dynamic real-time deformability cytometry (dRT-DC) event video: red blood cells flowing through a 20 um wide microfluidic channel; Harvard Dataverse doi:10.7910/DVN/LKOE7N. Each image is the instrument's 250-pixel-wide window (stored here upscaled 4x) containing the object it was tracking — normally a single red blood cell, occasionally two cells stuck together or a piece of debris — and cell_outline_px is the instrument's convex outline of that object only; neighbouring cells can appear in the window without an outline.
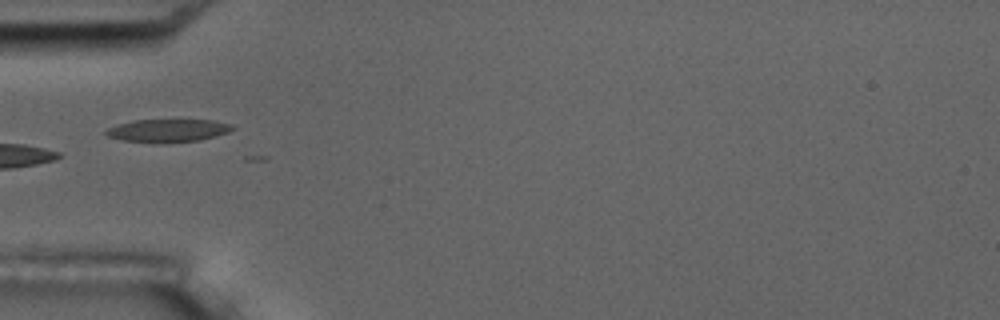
{"species": "common noctule bat (a hibernating species)", "species_latin": "Nyctalus noctula", "temperature_condition": "room temperature", "stored_images_in_passage": 7, "camera_frame_rate_fps": 3000, "um_per_image_px": 0.085, "animal": {"sex": "male", "body_mass_g": 17.5, "forearm_length_mm": 52.3}, "frame": {"image": 1, "passage_image": 6, "time_ms": 5.667, "image_size_px": [1000, 320], "cell_outline_px": [[236, 128], [228, 132], [216, 136], [200, 140], [120, 140], [108, 136], [104, 132], [108, 128], [116, 124], [132, 120], [212, 120], [232, 124]], "centroid_in_image_um": [14.3, 11.04], "position_along_channel_um": 70.7, "area_um2": 16.07}}